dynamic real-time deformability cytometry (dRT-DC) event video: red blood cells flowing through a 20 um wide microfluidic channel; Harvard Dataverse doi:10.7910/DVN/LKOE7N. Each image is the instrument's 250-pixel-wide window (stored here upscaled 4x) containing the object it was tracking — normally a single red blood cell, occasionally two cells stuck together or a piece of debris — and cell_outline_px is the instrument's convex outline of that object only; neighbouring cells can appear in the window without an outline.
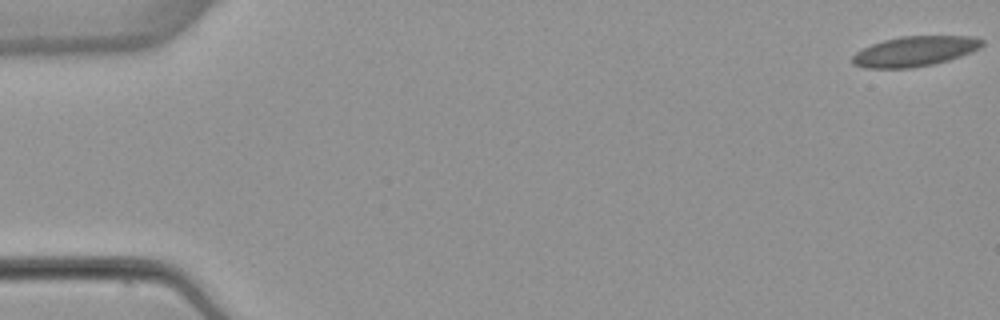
{"species": "common noctule bat (a hibernating species)", "species_latin": "Nyctalus noctula", "temperature_condition": "warm", "stored_images_in_passage": 55, "camera_frame_rate_fps": 3000, "um_per_image_px": 0.085, "animal": {"sex": "female", "body_mass_g": 22.7, "forearm_length_mm": 54.2}, "frame": {"image": 1, "passage_image": 1, "time_ms": 0.0, "image_size_px": [1000, 320], "cell_outline_px": [[984, 44], [980, 48], [960, 56], [948, 60], [932, 64], [912, 68], [864, 68], [852, 64], [852, 56], [856, 52], [872, 44], [884, 40], [904, 36], [968, 36], [984, 40]], "centroid_in_image_um": [77.74, 4.36], "position_along_channel_um": 7.3, "area_um2": 22.6}}
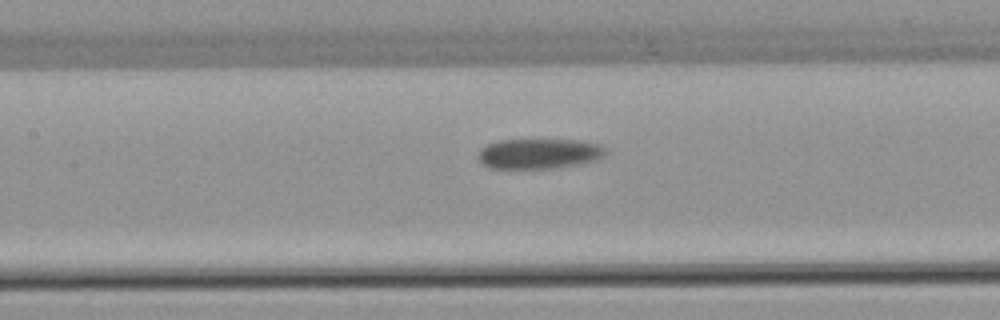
{"frame": {"image": 2, "passage_image": 26, "time_ms": 8.333, "image_size_px": [1000, 320], "cell_outline_px": [[608, 152], [596, 160], [576, 164], [552, 168], [488, 168], [476, 156], [488, 144], [500, 140], [572, 140], [596, 144], [604, 148]], "centroid_in_image_um": [45.79, 13.06], "position_along_channel_um": 161.6, "area_um2": 21.91}}
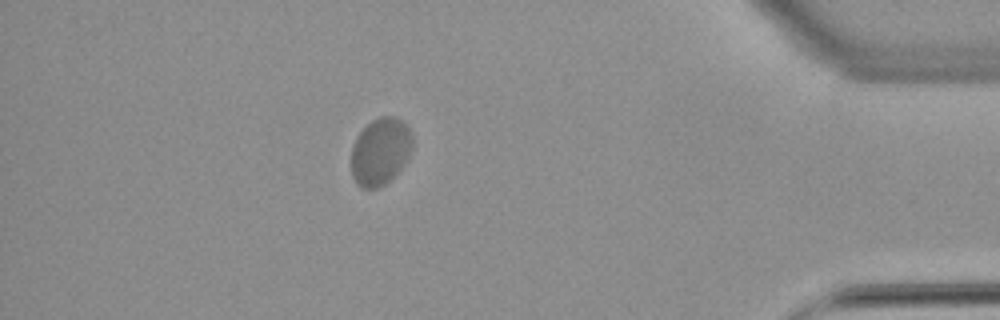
{"frame": {"image": 3, "passage_image": 49, "time_ms": 16.0, "image_size_px": [1000, 320], "cell_outline_px": [[412, 152], [408, 160], [384, 184], [376, 188], [360, 188], [356, 184], [352, 176], [352, 148], [356, 136], [372, 120], [380, 116], [396, 116], [404, 120], [408, 124], [412, 132]], "centroid_in_image_um": [32.36, 12.84], "position_along_channel_um": 402.8, "area_um2": 24.22}, "authors_computed_cell_mechanics": {"area_um2": 23.409, "velocity_mm_per_s": 3.7326, "shape_relaxation_time_tau1_ms": 2.8502, "shape_relaxation_time_tau2_ms": null, "deformation_change_tau1": 0.0561, "deformation_change_tau2": null}}